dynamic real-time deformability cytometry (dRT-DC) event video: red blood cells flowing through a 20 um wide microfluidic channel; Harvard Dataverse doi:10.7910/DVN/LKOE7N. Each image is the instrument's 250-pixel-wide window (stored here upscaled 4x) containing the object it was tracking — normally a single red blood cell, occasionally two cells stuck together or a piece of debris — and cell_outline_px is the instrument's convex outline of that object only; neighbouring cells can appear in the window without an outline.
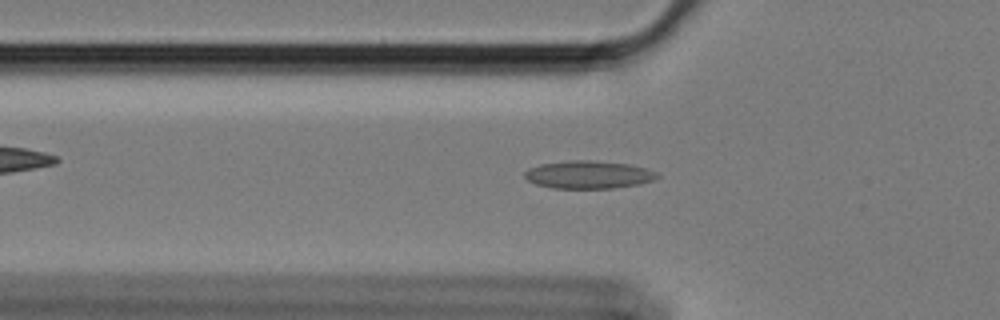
{"species": "Egyptian fruit bat (a non-hibernating species)", "species_latin": "Rousettus aegyptiacus", "temperature_condition": "cold", "stored_images_in_passage": 47, "camera_frame_rate_fps": 3000, "um_per_image_px": 0.085, "animal": {"sex": "female"}, "frame": {"image": 1, "passage_image": 8, "time_ms": 2.333, "image_size_px": [1000, 320], "cell_outline_px": [[660, 176], [652, 180], [640, 184], [612, 188], [552, 188], [536, 184], [528, 180], [524, 176], [524, 172], [528, 168], [540, 164], [572, 160], [588, 160], [632, 164], [656, 172]], "centroid_in_image_um": [50.01, 14.84], "position_along_channel_um": 75.8, "area_um2": 21.44}}
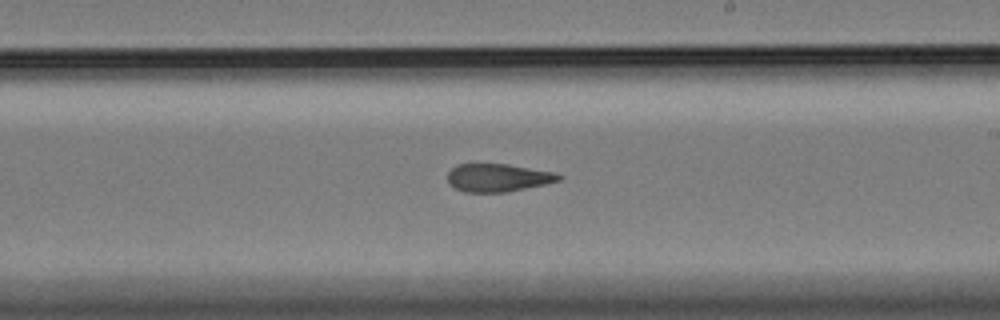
{"frame": {"image": 2, "passage_image": 23, "time_ms": 7.333, "image_size_px": [1000, 320], "cell_outline_px": [[564, 176], [560, 180], [544, 184], [508, 192], [464, 192], [452, 188], [448, 184], [448, 172], [456, 164], [508, 164], [556, 172]], "centroid_in_image_um": [42.31, 15.1], "position_along_channel_um": 246.7, "area_um2": 18.32}}
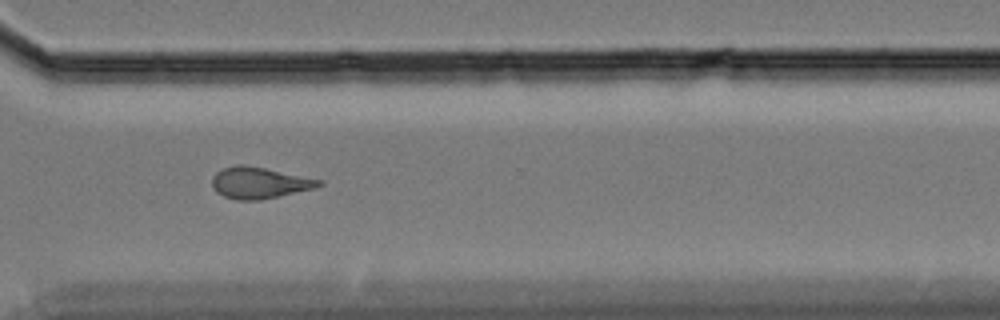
{"frame": {"image": 3, "passage_image": 32, "time_ms": 10.333, "image_size_px": [1000, 320], "cell_outline_px": [[324, 184], [316, 188], [260, 200], [236, 200], [224, 196], [216, 192], [212, 188], [212, 176], [216, 172], [224, 168], [236, 164], [244, 164], [324, 180]], "centroid_in_image_um": [22.04, 15.54], "position_along_channel_um": 348.6, "area_um2": 19.65}, "authors_computed_cell_mechanics": {"area_um2": 19.4208, "velocity_mm_per_s": 3.3948, "shape_relaxation_time_tau1_ms": null, "shape_relaxation_time_tau2_ms": 2.8445, "deformation_change_tau1": null, "deformation_change_tau2": 0.1125}}